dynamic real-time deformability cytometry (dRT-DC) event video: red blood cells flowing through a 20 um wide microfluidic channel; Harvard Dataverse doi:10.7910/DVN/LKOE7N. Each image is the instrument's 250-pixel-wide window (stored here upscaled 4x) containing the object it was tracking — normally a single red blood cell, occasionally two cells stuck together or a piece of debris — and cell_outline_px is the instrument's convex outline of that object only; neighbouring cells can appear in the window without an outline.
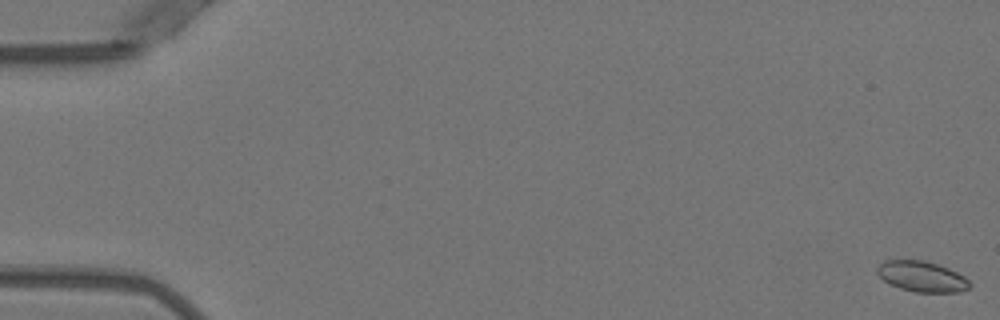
{"species": "Egyptian fruit bat (a non-hibernating species)", "species_latin": "Rousettus aegyptiacus", "temperature_condition": "warm", "stored_images_in_passage": 53, "camera_frame_rate_fps": 3000, "um_per_image_px": 0.085, "animal": {"sex": "female"}, "frame": {"image": 1, "passage_image": 1, "time_ms": 0.0, "image_size_px": [1000, 320], "cell_outline_px": [[972, 284], [968, 288], [960, 292], [916, 292], [900, 288], [888, 284], [876, 272], [876, 268], [884, 260], [924, 260], [948, 268], [964, 276]], "centroid_in_image_um": [78.34, 23.5], "position_along_channel_um": 6.7, "area_um2": 16.47}}
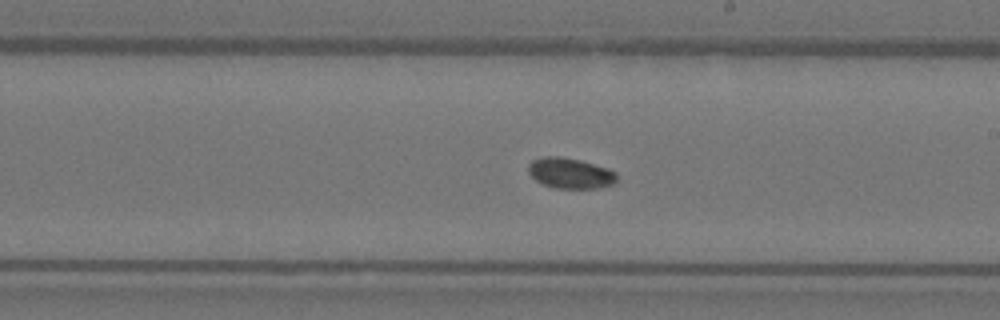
{"frame": {"image": 2, "passage_image": 31, "time_ms": 10.0, "image_size_px": [1000, 320], "cell_outline_px": [[616, 180], [612, 184], [600, 188], [552, 188], [536, 180], [528, 172], [528, 164], [532, 160], [544, 156], [560, 156], [580, 160], [608, 168], [616, 172]], "centroid_in_image_um": [48.46, 14.71], "position_along_channel_um": 240.5, "area_um2": 15.78}}
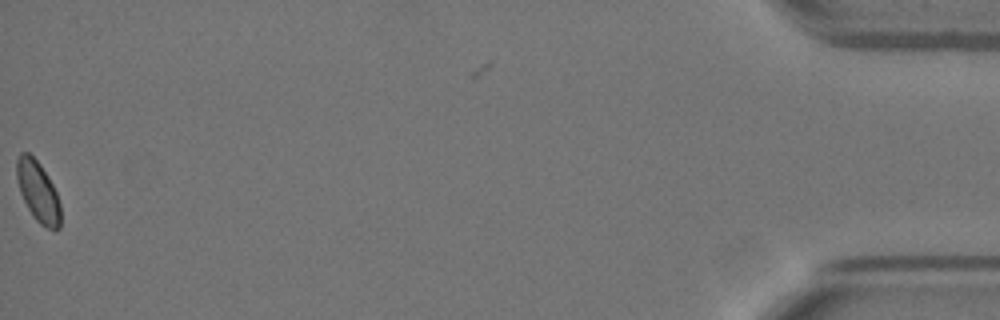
{"frame": {"image": 3, "passage_image": 53, "time_ms": 17.333, "image_size_px": [1000, 320], "cell_outline_px": [[60, 228], [56, 232], [40, 224], [32, 216], [20, 192], [16, 176], [16, 160], [20, 152], [28, 152], [40, 164], [48, 176], [56, 192], [60, 204]], "centroid_in_image_um": [3.23, 16.29], "position_along_channel_um": 432.0, "area_um2": 15.55}, "authors_computed_cell_mechanics": {"area_um2": 15.895, "velocity_mm_per_s": 3.9341, "shape_relaxation_time_tau1_ms": 10.8087, "shape_relaxation_time_tau2_ms": null, "deformation_change_tau1": 0.105, "deformation_change_tau2": null}}